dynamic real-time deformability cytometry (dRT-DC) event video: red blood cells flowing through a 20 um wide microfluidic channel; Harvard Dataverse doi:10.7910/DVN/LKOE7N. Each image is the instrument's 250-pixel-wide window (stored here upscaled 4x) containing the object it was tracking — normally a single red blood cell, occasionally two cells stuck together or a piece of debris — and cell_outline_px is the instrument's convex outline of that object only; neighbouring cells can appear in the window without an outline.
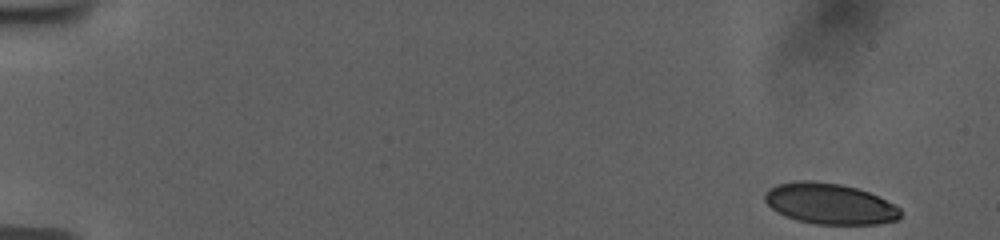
{"species": "human", "species_latin": "Homo sapiens", "temperature_condition": "room temperature", "stored_images_in_passage": 53, "camera_frame_rate_fps": 3000, "um_per_image_px": 0.085, "donor": {"sex": "female"}, "frame": {"image": 1, "passage_image": 1, "time_ms": 0.0, "image_size_px": [1000, 240], "cell_outline_px": [[900, 220], [876, 224], [816, 224], [796, 220], [784, 216], [776, 212], [764, 200], [764, 192], [768, 188], [776, 184], [800, 180], [812, 180], [840, 184], [856, 188], [868, 192], [900, 208]], "centroid_in_image_um": [70.48, 17.32], "position_along_channel_um": 14.5, "area_um2": 32.37}}
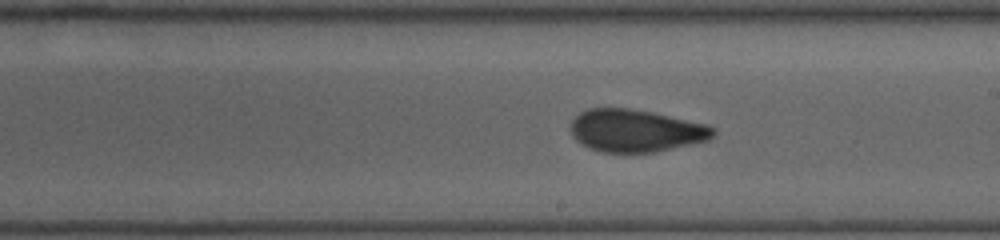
{"frame": {"image": 2, "passage_image": 31, "time_ms": 10.0, "image_size_px": [1000, 240], "cell_outline_px": [[716, 132], [708, 140], [656, 152], [600, 152], [588, 148], [580, 144], [572, 136], [568, 128], [572, 120], [580, 112], [588, 108], [628, 108], [652, 112], [708, 124], [716, 128]], "centroid_in_image_um": [54.0, 11.1], "position_along_channel_um": 235.0, "area_um2": 35.6}}
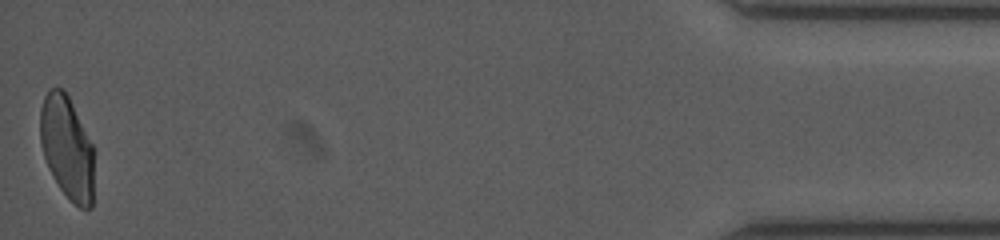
{"frame": {"image": 3, "passage_image": 53, "time_ms": 17.333, "image_size_px": [1000, 240], "cell_outline_px": [[92, 208], [80, 208], [60, 188], [52, 176], [48, 168], [40, 144], [40, 108], [44, 96], [52, 88], [60, 88], [68, 96], [92, 144]], "centroid_in_image_um": [5.66, 12.54], "position_along_channel_um": 429.5, "area_um2": 31.67}, "authors_computed_cell_mechanics": {"area_um2": 34.5644, "velocity_mm_per_s": 3.7582, "shape_relaxation_time_tau1_ms": 7.3511, "shape_relaxation_time_tau2_ms": 1.0795, "deformation_change_tau1": 0.1946, "deformation_change_tau2": 0.0682}}